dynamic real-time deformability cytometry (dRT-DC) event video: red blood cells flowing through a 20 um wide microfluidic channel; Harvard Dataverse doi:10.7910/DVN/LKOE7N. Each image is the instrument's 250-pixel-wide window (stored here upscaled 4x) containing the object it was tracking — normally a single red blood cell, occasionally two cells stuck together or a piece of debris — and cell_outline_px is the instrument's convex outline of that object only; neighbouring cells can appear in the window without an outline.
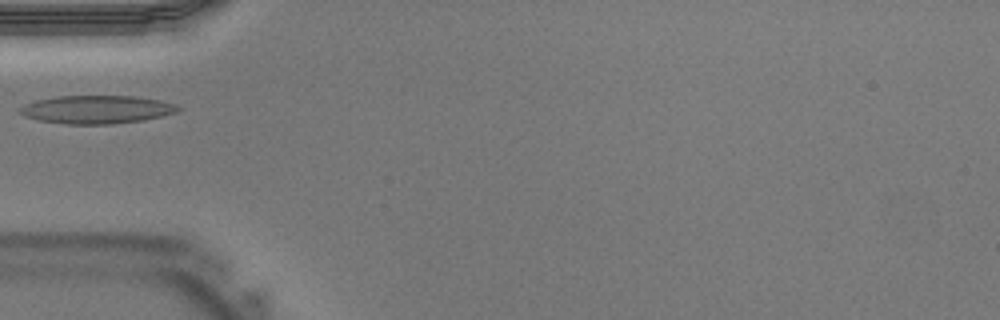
{"species": "Egyptian fruit bat (a non-hibernating species)", "species_latin": "Rousettus aegyptiacus", "temperature_condition": "warm", "stored_images_in_passage": 28, "camera_frame_rate_fps": 3000, "um_per_image_px": 0.085, "animal": {"sex": "male"}, "frame": {"image": 1, "passage_image": 1, "time_ms": 0.0, "image_size_px": [1000, 320], "cell_outline_px": [[180, 108], [176, 112], [144, 120], [112, 124], [64, 124], [40, 120], [24, 116], [20, 112], [20, 108], [24, 104], [36, 100], [56, 96], [136, 96], [160, 100], [176, 104]], "centroid_in_image_um": [8.21, 9.3], "position_along_channel_um": 76.8, "area_um2": 25.89}}
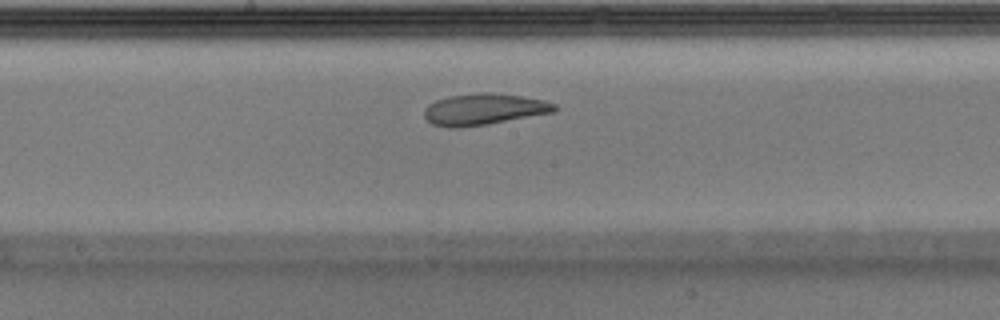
{"frame": {"image": 2, "passage_image": 9, "time_ms": 2.667, "image_size_px": [1000, 320], "cell_outline_px": [[556, 112], [488, 124], [460, 128], [444, 128], [432, 124], [424, 116], [424, 108], [428, 104], [436, 100], [448, 96], [484, 92], [492, 92], [520, 96], [544, 100], [556, 104]], "centroid_in_image_um": [41.11, 9.3], "position_along_channel_um": 207.1, "area_um2": 24.04}}